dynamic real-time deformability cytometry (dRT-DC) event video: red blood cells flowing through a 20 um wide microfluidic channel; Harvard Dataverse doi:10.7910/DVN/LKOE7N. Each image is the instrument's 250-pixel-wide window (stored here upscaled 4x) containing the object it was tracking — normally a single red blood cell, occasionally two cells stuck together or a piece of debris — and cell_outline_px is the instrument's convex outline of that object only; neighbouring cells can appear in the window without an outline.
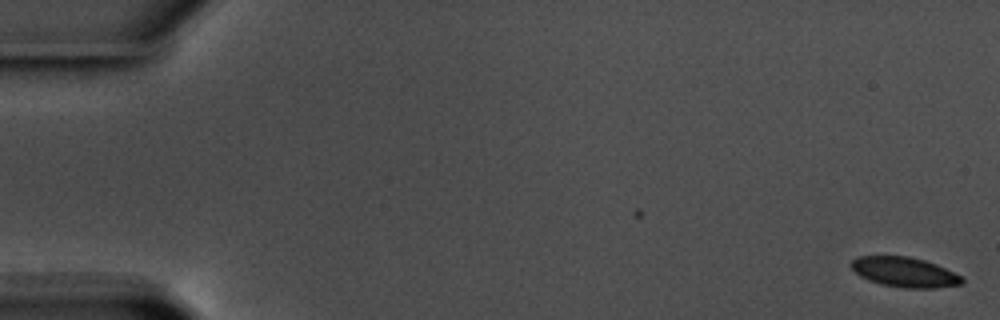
{"species": "common noctule bat (a hibernating species)", "species_latin": "Nyctalus noctula", "temperature_condition": "warm", "stored_images_in_passage": 58, "camera_frame_rate_fps": 3000, "um_per_image_px": 0.085, "animal": {"sex": "male", "body_mass_g": 17.5, "forearm_length_mm": 52.3}, "frame": {"image": 1, "passage_image": 1, "time_ms": 0.0, "image_size_px": [1000, 320], "cell_outline_px": [[964, 280], [960, 284], [936, 288], [908, 288], [880, 284], [868, 280], [860, 276], [848, 264], [856, 256], [908, 256], [924, 260], [936, 264], [960, 276]], "centroid_in_image_um": [76.83, 23.12], "position_along_channel_um": 8.2, "area_um2": 19.19}}
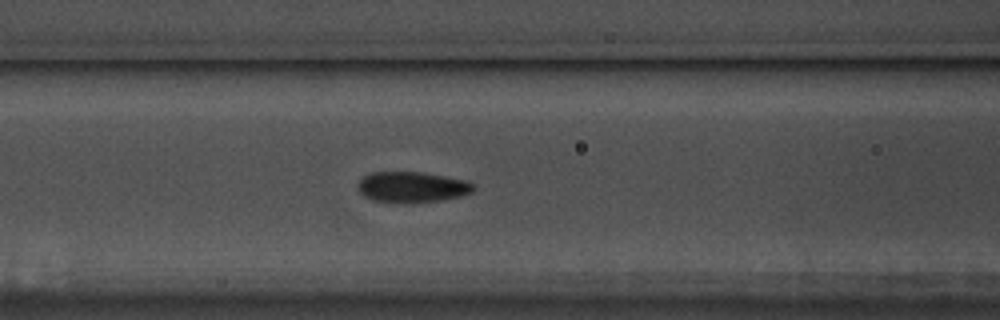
{"frame": {"image": 2, "passage_image": 25, "time_ms": 8.0, "image_size_px": [1000, 320], "cell_outline_px": [[476, 188], [472, 192], [460, 196], [444, 200], [412, 204], [372, 200], [364, 196], [356, 188], [356, 184], [364, 176], [372, 172], [424, 172], [464, 180], [472, 184]], "centroid_in_image_um": [35.0, 15.91], "position_along_channel_um": 131.6, "area_um2": 20.98}}
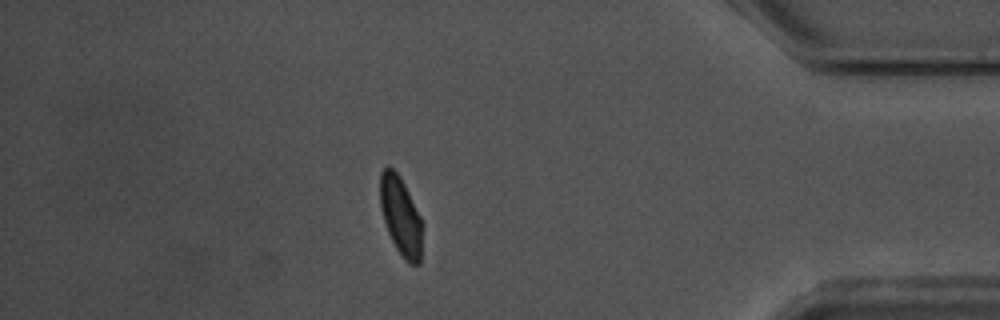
{"frame": {"image": 3, "passage_image": 51, "time_ms": 16.667, "image_size_px": [1000, 320], "cell_outline_px": [[424, 224], [420, 264], [408, 264], [404, 260], [396, 248], [388, 232], [380, 208], [380, 172], [388, 164], [400, 176]], "centroid_in_image_um": [34.08, 18.39], "position_along_channel_um": 401.1, "area_um2": 19.65}, "authors_computed_cell_mechanics": {"area_um2": 20.2011, "velocity_mm_per_s": 3.5337, "shape_relaxation_time_tau1_ms": 3.3362, "shape_relaxation_time_tau2_ms": 2.0473, "deformation_change_tau1": 0.095, "deformation_change_tau2": 0.0697}}